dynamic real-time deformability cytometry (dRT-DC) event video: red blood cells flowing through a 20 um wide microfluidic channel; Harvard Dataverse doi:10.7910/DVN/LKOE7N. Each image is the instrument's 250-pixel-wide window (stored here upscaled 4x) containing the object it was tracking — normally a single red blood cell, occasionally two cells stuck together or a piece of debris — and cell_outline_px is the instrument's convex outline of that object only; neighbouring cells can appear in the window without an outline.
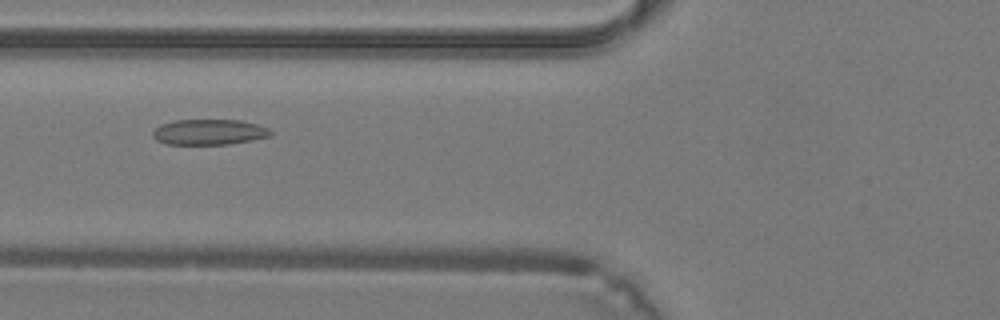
{"species": "common noctule bat (a hibernating species)", "species_latin": "Nyctalus noctula", "temperature_condition": "warm", "stored_images_in_passage": 37, "camera_frame_rate_fps": 3000, "um_per_image_px": 0.085, "animal": {"sex": "male", "body_mass_g": 19.2, "forearm_length_mm": 51.8}, "frame": {"image": 1, "passage_image": 13, "time_ms": 4.0, "image_size_px": [1000, 320], "cell_outline_px": [[272, 136], [252, 140], [228, 144], [168, 144], [156, 140], [152, 136], [152, 132], [160, 124], [172, 120], [240, 120], [256, 124], [268, 128], [272, 132]], "centroid_in_image_um": [17.76, 11.22], "position_along_channel_um": 108.0, "area_um2": 17.57}}
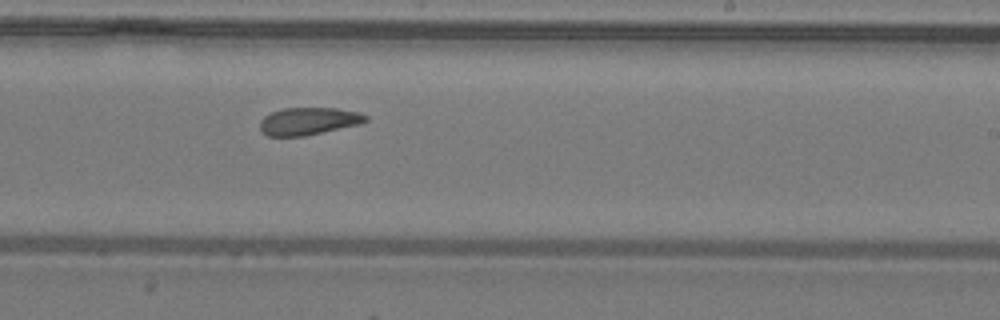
{"frame": {"image": 2, "passage_image": 22, "time_ms": 7.0, "image_size_px": [1000, 320], "cell_outline_px": [[368, 120], [360, 124], [304, 136], [268, 136], [260, 128], [260, 120], [264, 116], [272, 112], [284, 108], [336, 108], [360, 112], [368, 116]], "centroid_in_image_um": [26.25, 10.29], "position_along_channel_um": 262.8, "area_um2": 16.88}}
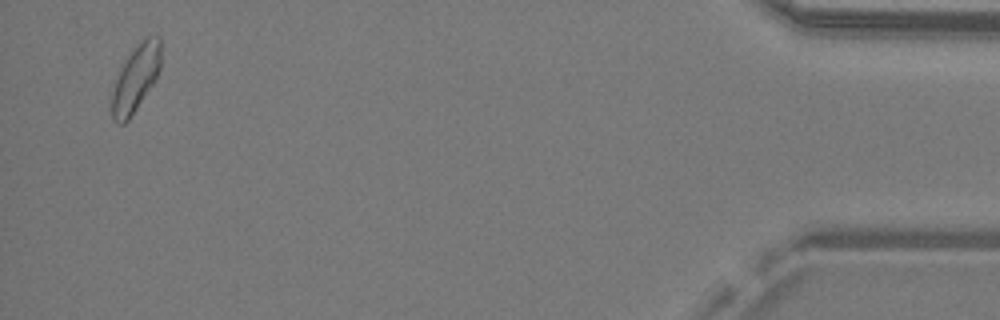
{"frame": {"image": 3, "passage_image": 36, "time_ms": 11.667, "image_size_px": [1000, 320], "cell_outline_px": [[160, 68], [152, 84], [128, 120], [124, 124], [116, 124], [112, 120], [112, 92], [120, 68], [124, 60], [148, 36], [160, 36]], "centroid_in_image_um": [11.51, 6.7], "position_along_channel_um": 423.7, "area_um2": 18.38}}